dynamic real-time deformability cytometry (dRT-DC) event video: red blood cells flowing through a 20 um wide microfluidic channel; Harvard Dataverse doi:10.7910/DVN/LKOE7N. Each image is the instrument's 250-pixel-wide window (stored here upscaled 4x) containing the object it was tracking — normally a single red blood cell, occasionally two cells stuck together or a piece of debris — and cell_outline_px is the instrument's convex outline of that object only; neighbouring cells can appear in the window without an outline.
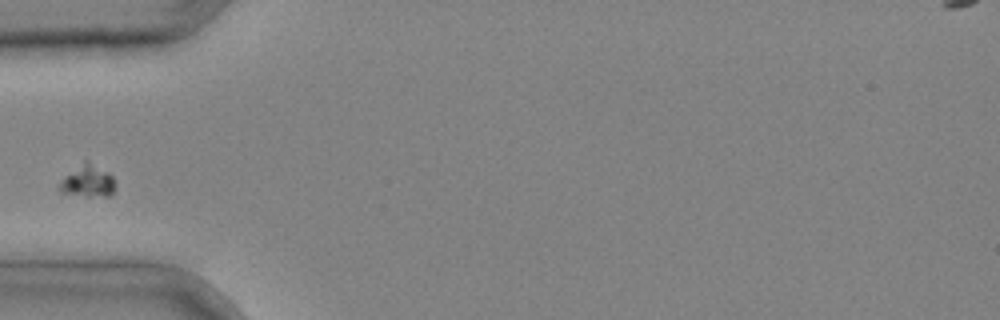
{"species": "common noctule bat (a hibernating species)", "species_latin": "Nyctalus noctula", "temperature_condition": "cold", "stored_images_in_passage": 2, "camera_frame_rate_fps": 3000, "um_per_image_px": 0.085, "animal": {"sex": "male", "body_mass_g": 20.4}, "frame": {"image": 1, "passage_image": 2, "time_ms": 0.333, "image_size_px": [1000, 320], "cell_outline_px": [[116, 188], [108, 196], [88, 196], [60, 192], [60, 184], [64, 176], [84, 160], [108, 172], [112, 176], [116, 184]], "centroid_in_image_um": [7.48, 15.4], "position_along_channel_um": 77.5, "area_um2": 10.17}}